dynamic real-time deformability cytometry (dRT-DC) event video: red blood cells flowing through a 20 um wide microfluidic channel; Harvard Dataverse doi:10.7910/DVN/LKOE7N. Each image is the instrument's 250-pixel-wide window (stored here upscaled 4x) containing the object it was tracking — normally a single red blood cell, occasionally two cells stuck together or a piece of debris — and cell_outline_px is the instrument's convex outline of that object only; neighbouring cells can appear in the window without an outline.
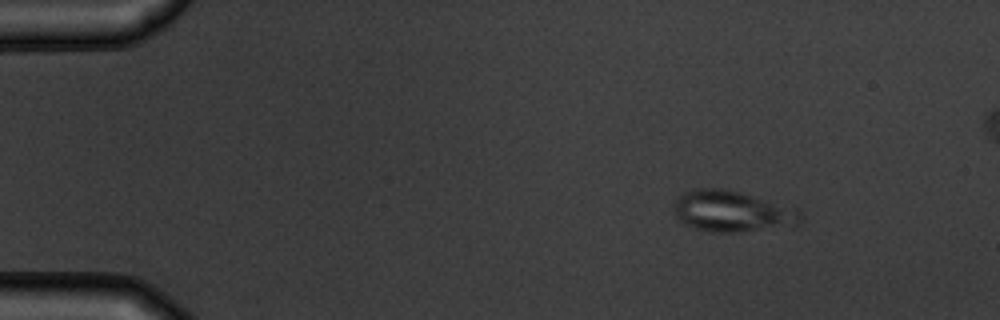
{"species": "common noctule bat (a hibernating species)", "species_latin": "Nyctalus noctula", "temperature_condition": "warm", "stored_images_in_passage": 6, "camera_frame_rate_fps": 3000, "um_per_image_px": 0.085, "animal": {"sex": "male", "body_mass_g": 19.5, "forearm_length_mm": 54.6}, "frame": {"image": 1, "passage_image": 1, "time_ms": 0.0, "image_size_px": [1000, 320], "cell_outline_px": [[804, 216], [800, 224], [736, 232], [708, 232], [684, 224], [680, 220], [672, 208], [676, 200], [684, 192], [692, 188], [720, 188], [740, 192], [796, 208]], "centroid_in_image_um": [62.22, 17.96], "position_along_channel_um": 22.8, "area_um2": 30.17}}
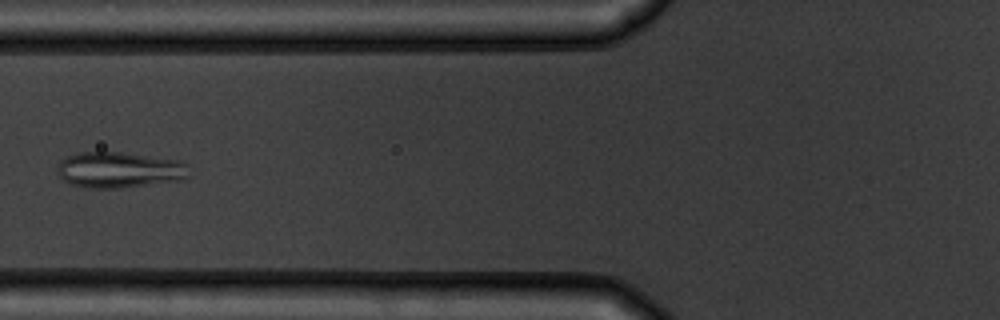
{"frame": {"image": 2, "passage_image": 5, "time_ms": 4.667, "image_size_px": [1000, 320], "cell_outline_px": [[188, 176], [180, 180], [120, 188], [88, 188], [72, 184], [64, 180], [60, 176], [60, 160], [64, 156], [76, 152], [120, 152], [180, 160], [184, 164]], "centroid_in_image_um": [10.1, 14.43], "position_along_channel_um": 115.7, "area_um2": 27.22}}